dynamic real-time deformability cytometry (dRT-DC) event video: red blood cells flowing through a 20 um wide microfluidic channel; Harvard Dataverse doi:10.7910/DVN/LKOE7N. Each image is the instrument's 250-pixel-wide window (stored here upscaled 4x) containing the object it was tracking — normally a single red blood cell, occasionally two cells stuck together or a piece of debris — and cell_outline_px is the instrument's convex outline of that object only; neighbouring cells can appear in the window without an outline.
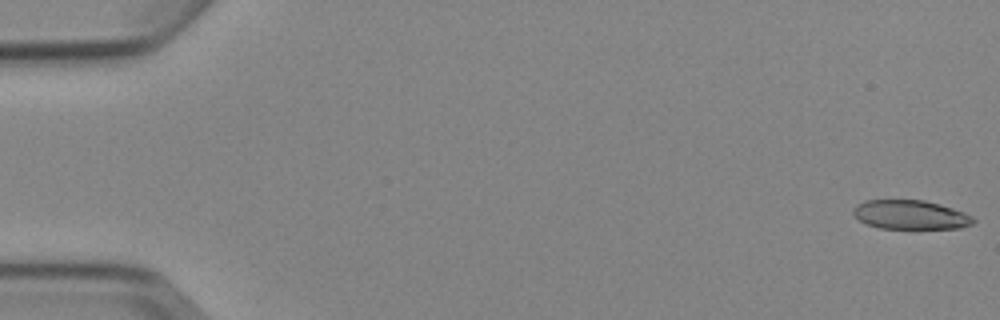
{"species": "Egyptian fruit bat (a non-hibernating species)", "species_latin": "Rousettus aegyptiacus", "temperature_condition": "cold", "stored_images_in_passage": 6, "camera_frame_rate_fps": 3000, "um_per_image_px": 0.085, "animal": {"sex": "female"}, "frame": {"image": 1, "passage_image": 1, "time_ms": 0.0, "image_size_px": [1000, 320], "cell_outline_px": [[976, 220], [972, 224], [960, 228], [880, 228], [868, 224], [860, 220], [852, 212], [852, 208], [856, 204], [864, 200], [924, 200], [940, 204], [964, 212], [972, 216]], "centroid_in_image_um": [77.38, 18.24], "position_along_channel_um": 7.6, "area_um2": 20.29}}
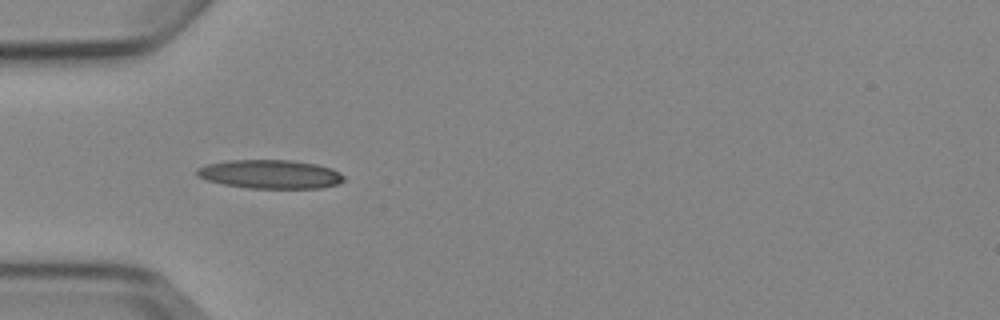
{"frame": {"image": 2, "passage_image": 5, "time_ms": 5.333, "image_size_px": [1000, 320], "cell_outline_px": [[344, 180], [336, 184], [320, 188], [252, 188], [224, 184], [208, 180], [196, 176], [196, 168], [208, 164], [228, 160], [292, 160], [316, 164], [332, 168], [340, 172], [344, 176]], "centroid_in_image_um": [22.97, 14.8], "position_along_channel_um": 62.0, "area_um2": 24.57}}
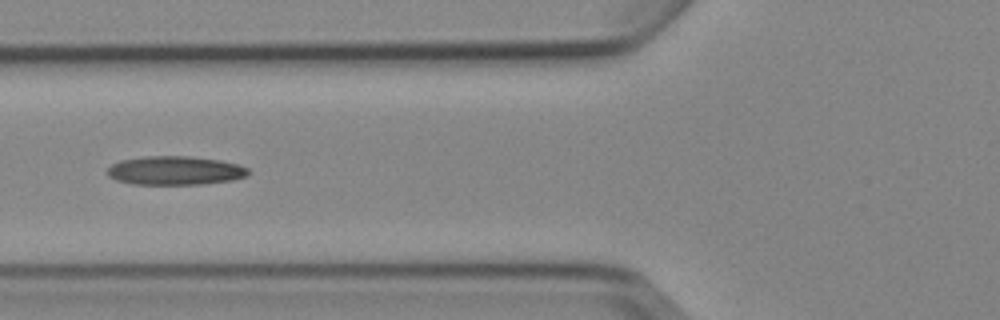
{"frame": {"image": 3, "passage_image": 6, "time_ms": 6.667, "image_size_px": [1000, 320], "cell_outline_px": [[252, 172], [248, 176], [232, 180], [204, 184], [132, 184], [116, 180], [108, 176], [108, 168], [112, 164], [120, 160], [144, 156], [188, 156], [220, 160], [236, 164], [248, 168]], "centroid_in_image_um": [14.9, 14.5], "position_along_channel_um": 110.9, "area_um2": 23.76}}